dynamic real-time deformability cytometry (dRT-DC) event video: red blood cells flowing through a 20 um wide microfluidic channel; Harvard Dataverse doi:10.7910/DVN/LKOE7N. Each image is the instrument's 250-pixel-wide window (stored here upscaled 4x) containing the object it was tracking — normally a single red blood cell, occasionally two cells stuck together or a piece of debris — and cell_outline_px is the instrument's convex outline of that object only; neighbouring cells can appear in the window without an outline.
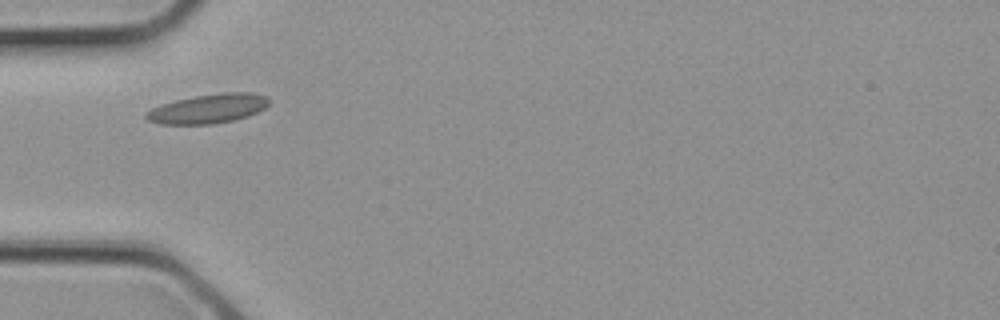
{"species": "common noctule bat (a hibernating species)", "species_latin": "Nyctalus noctula", "temperature_condition": "cold", "stored_images_in_passage": 1, "camera_frame_rate_fps": 3000, "um_per_image_px": 0.085, "animal": {"sex": "female", "body_mass_g": 21.9}, "frame": {"image": 1, "passage_image": 1, "time_ms": 0.0, "image_size_px": [1000, 320], "cell_outline_px": [[272, 100], [264, 108], [248, 116], [232, 120], [212, 124], [160, 124], [148, 120], [144, 116], [144, 112], [160, 104], [176, 100], [196, 96], [224, 92], [252, 92], [268, 96]], "centroid_in_image_um": [17.7, 9.23], "position_along_channel_um": 67.3, "area_um2": 21.04}}